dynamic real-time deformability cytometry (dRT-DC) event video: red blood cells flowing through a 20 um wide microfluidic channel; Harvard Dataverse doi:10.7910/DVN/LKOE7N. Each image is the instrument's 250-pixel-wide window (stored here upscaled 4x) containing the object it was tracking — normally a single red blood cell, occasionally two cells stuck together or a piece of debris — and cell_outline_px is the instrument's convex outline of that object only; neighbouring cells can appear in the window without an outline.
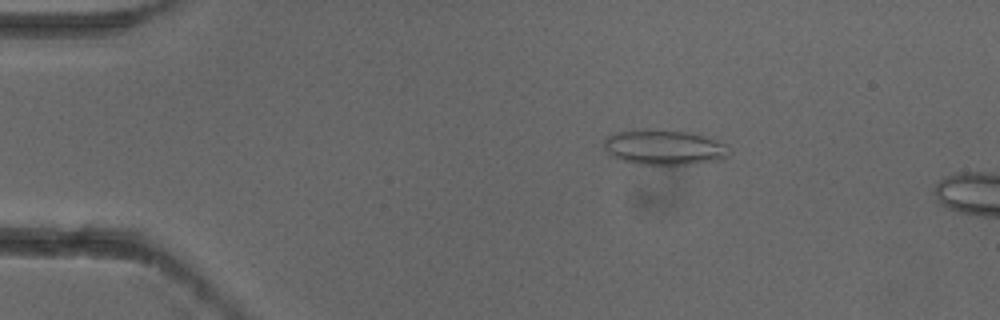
{"species": "common noctule bat (a hibernating species)", "species_latin": "Nyctalus noctula", "temperature_condition": "cold", "stored_images_in_passage": 5, "camera_frame_rate_fps": 3000, "um_per_image_px": 0.085, "animal": {"sex": "female"}, "frame": {"image": 1, "passage_image": 3, "time_ms": 0.667, "image_size_px": [1000, 320], "cell_outline_px": [[728, 156], [716, 160], [688, 164], [640, 164], [624, 160], [608, 152], [604, 148], [604, 140], [608, 136], [620, 132], [640, 128], [652, 128], [688, 132], [704, 136], [728, 144]], "centroid_in_image_um": [56.47, 12.49], "position_along_channel_um": 28.5, "area_um2": 25.37}}